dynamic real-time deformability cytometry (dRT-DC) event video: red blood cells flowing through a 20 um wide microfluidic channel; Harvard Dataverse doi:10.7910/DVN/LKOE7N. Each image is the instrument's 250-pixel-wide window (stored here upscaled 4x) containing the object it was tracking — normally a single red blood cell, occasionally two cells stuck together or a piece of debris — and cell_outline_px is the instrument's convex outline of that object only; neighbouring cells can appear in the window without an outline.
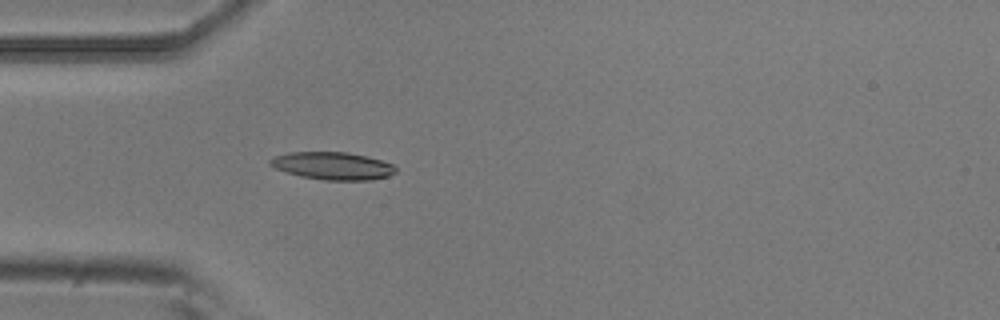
{"species": "common noctule bat (a hibernating species)", "species_latin": "Nyctalus noctula", "temperature_condition": "room temperature", "stored_images_in_passage": 4, "camera_frame_rate_fps": 3000, "um_per_image_px": 0.085, "animal": {"sex": "male", "body_mass_g": 20.5, "forearm_length_mm": 52.5}, "frame": {"image": 1, "passage_image": 4, "time_ms": 1.0, "image_size_px": [1000, 320], "cell_outline_px": [[396, 172], [388, 176], [372, 180], [324, 180], [300, 176], [276, 168], [268, 164], [268, 160], [272, 156], [288, 152], [348, 152], [368, 156], [392, 164], [396, 168]], "centroid_in_image_um": [28.26, 14.09], "position_along_channel_um": 56.7, "area_um2": 20.29}}